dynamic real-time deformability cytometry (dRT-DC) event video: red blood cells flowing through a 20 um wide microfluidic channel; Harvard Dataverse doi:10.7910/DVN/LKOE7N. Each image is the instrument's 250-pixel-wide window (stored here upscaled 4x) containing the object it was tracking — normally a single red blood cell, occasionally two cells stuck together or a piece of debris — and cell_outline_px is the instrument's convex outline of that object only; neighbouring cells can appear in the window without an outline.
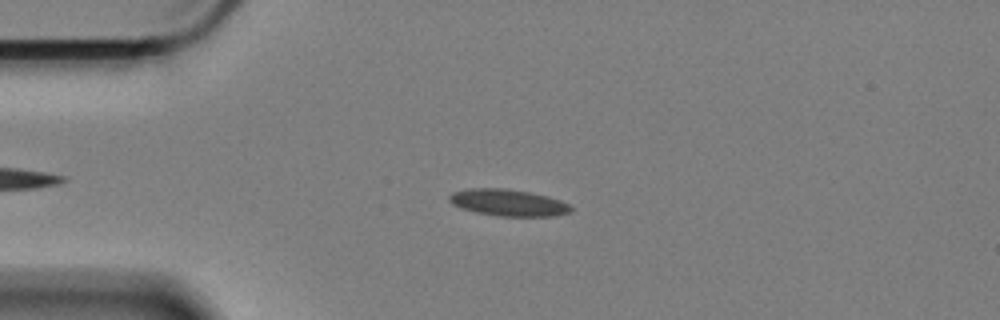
{"species": "Egyptian fruit bat (a non-hibernating species)", "species_latin": "Rousettus aegyptiacus", "temperature_condition": "cold", "stored_images_in_passage": 42, "camera_frame_rate_fps": 3000, "um_per_image_px": 0.085, "animal": {"sex": "female"}, "frame": {"image": 1, "passage_image": 2, "time_ms": 0.333, "image_size_px": [1000, 320], "cell_outline_px": [[572, 212], [552, 216], [500, 216], [476, 212], [460, 208], [452, 204], [448, 200], [448, 196], [456, 192], [472, 188], [504, 188], [528, 192], [548, 196], [560, 200], [568, 204], [572, 208]], "centroid_in_image_um": [43.2, 17.23], "position_along_channel_um": 41.8, "area_um2": 18.79}}
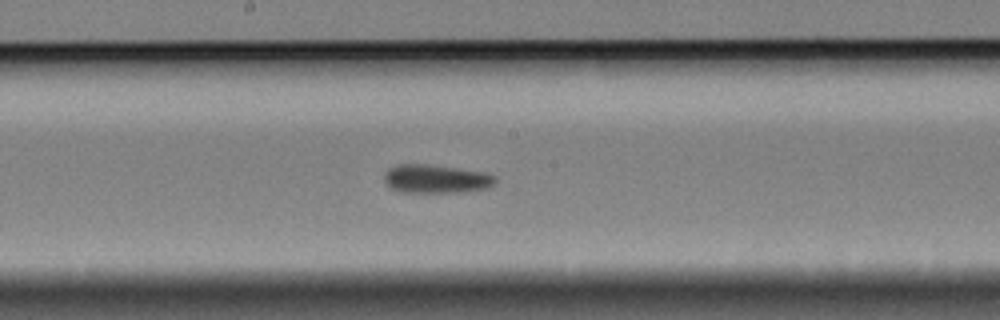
{"frame": {"image": 2, "passage_image": 19, "time_ms": 6.0, "image_size_px": [1000, 320], "cell_outline_px": [[496, 184], [488, 188], [464, 192], [400, 192], [392, 188], [384, 180], [384, 172], [388, 168], [396, 164], [428, 164], [488, 172], [496, 176]], "centroid_in_image_um": [37.1, 15.19], "position_along_channel_um": 211.1, "area_um2": 18.79}}
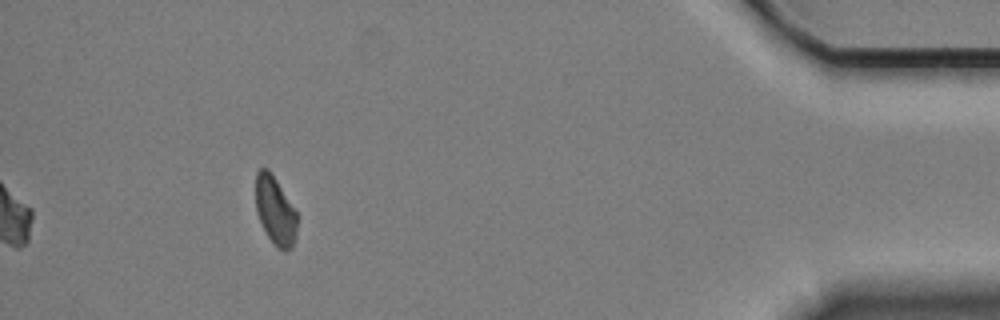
{"frame": {"image": 3, "passage_image": 42, "time_ms": 13.667, "image_size_px": [1000, 320], "cell_outline_px": [[296, 232], [292, 248], [284, 252], [276, 248], [272, 244], [256, 212], [256, 172], [260, 168], [268, 168], [276, 180], [296, 212]], "centroid_in_image_um": [23.38, 17.93], "position_along_channel_um": 411.8, "area_um2": 16.3}, "authors_computed_cell_mechanics": {"area_um2": 17.918, "velocity_mm_per_s": 3.3719, "shape_relaxation_time_tau1_ms": null, "shape_relaxation_time_tau2_ms": 7.0057, "deformation_change_tau1": null, "deformation_change_tau2": 0.1236}}